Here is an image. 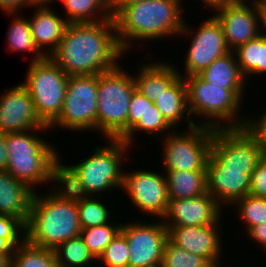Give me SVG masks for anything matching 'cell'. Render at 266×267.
<instances>
[{
  "label": "cell",
  "mask_w": 266,
  "mask_h": 267,
  "mask_svg": "<svg viewBox=\"0 0 266 267\" xmlns=\"http://www.w3.org/2000/svg\"><path fill=\"white\" fill-rule=\"evenodd\" d=\"M0 237L16 248L26 240V224L17 217L0 214Z\"/></svg>",
  "instance_id": "38"
},
{
  "label": "cell",
  "mask_w": 266,
  "mask_h": 267,
  "mask_svg": "<svg viewBox=\"0 0 266 267\" xmlns=\"http://www.w3.org/2000/svg\"><path fill=\"white\" fill-rule=\"evenodd\" d=\"M183 78L187 88L188 111L191 118L192 115L196 117L192 118L193 122L199 117L201 124L199 122L198 125L212 129L243 127L245 116H238L243 103L229 89L207 83L199 75Z\"/></svg>",
  "instance_id": "5"
},
{
  "label": "cell",
  "mask_w": 266,
  "mask_h": 267,
  "mask_svg": "<svg viewBox=\"0 0 266 267\" xmlns=\"http://www.w3.org/2000/svg\"><path fill=\"white\" fill-rule=\"evenodd\" d=\"M261 117L248 116L245 114L243 128L254 139L263 158H266V110Z\"/></svg>",
  "instance_id": "39"
},
{
  "label": "cell",
  "mask_w": 266,
  "mask_h": 267,
  "mask_svg": "<svg viewBox=\"0 0 266 267\" xmlns=\"http://www.w3.org/2000/svg\"><path fill=\"white\" fill-rule=\"evenodd\" d=\"M101 199L102 197L100 196L98 198L90 196L89 198L77 203L81 228L110 223L109 221H111V218L113 217L111 216V213L113 212L109 210L110 208L108 205L104 204L106 202Z\"/></svg>",
  "instance_id": "34"
},
{
  "label": "cell",
  "mask_w": 266,
  "mask_h": 267,
  "mask_svg": "<svg viewBox=\"0 0 266 267\" xmlns=\"http://www.w3.org/2000/svg\"><path fill=\"white\" fill-rule=\"evenodd\" d=\"M154 104L166 121L176 130L187 119V129L194 127L187 105V88L183 77L179 76L164 92H162ZM186 116V117H185ZM184 117L186 119H184Z\"/></svg>",
  "instance_id": "24"
},
{
  "label": "cell",
  "mask_w": 266,
  "mask_h": 267,
  "mask_svg": "<svg viewBox=\"0 0 266 267\" xmlns=\"http://www.w3.org/2000/svg\"><path fill=\"white\" fill-rule=\"evenodd\" d=\"M135 89L133 74L121 65L98 74L97 131L106 136V142L127 133V115Z\"/></svg>",
  "instance_id": "6"
},
{
  "label": "cell",
  "mask_w": 266,
  "mask_h": 267,
  "mask_svg": "<svg viewBox=\"0 0 266 267\" xmlns=\"http://www.w3.org/2000/svg\"><path fill=\"white\" fill-rule=\"evenodd\" d=\"M34 7V0H0V10L4 13H19L21 8Z\"/></svg>",
  "instance_id": "42"
},
{
  "label": "cell",
  "mask_w": 266,
  "mask_h": 267,
  "mask_svg": "<svg viewBox=\"0 0 266 267\" xmlns=\"http://www.w3.org/2000/svg\"><path fill=\"white\" fill-rule=\"evenodd\" d=\"M98 75L69 76L61 113L48 127L97 132Z\"/></svg>",
  "instance_id": "9"
},
{
  "label": "cell",
  "mask_w": 266,
  "mask_h": 267,
  "mask_svg": "<svg viewBox=\"0 0 266 267\" xmlns=\"http://www.w3.org/2000/svg\"><path fill=\"white\" fill-rule=\"evenodd\" d=\"M34 2L37 6H50L53 2L58 3V0H34Z\"/></svg>",
  "instance_id": "50"
},
{
  "label": "cell",
  "mask_w": 266,
  "mask_h": 267,
  "mask_svg": "<svg viewBox=\"0 0 266 267\" xmlns=\"http://www.w3.org/2000/svg\"><path fill=\"white\" fill-rule=\"evenodd\" d=\"M122 223L121 232L129 247L128 267H161L167 228L162 219Z\"/></svg>",
  "instance_id": "12"
},
{
  "label": "cell",
  "mask_w": 266,
  "mask_h": 267,
  "mask_svg": "<svg viewBox=\"0 0 266 267\" xmlns=\"http://www.w3.org/2000/svg\"><path fill=\"white\" fill-rule=\"evenodd\" d=\"M204 20L199 23L197 29L191 28L185 21L184 28L179 34L181 37L191 35L189 37L191 42L186 55H184V64H182L184 65V73L180 72V69L178 70L181 77L198 75L216 59L231 52L224 37L222 26L217 19L211 15Z\"/></svg>",
  "instance_id": "11"
},
{
  "label": "cell",
  "mask_w": 266,
  "mask_h": 267,
  "mask_svg": "<svg viewBox=\"0 0 266 267\" xmlns=\"http://www.w3.org/2000/svg\"><path fill=\"white\" fill-rule=\"evenodd\" d=\"M177 130L161 139L158 136L164 170H206L214 129L195 125L186 132Z\"/></svg>",
  "instance_id": "10"
},
{
  "label": "cell",
  "mask_w": 266,
  "mask_h": 267,
  "mask_svg": "<svg viewBox=\"0 0 266 267\" xmlns=\"http://www.w3.org/2000/svg\"><path fill=\"white\" fill-rule=\"evenodd\" d=\"M14 249L15 248L5 238L0 237V254L5 255L10 260Z\"/></svg>",
  "instance_id": "46"
},
{
  "label": "cell",
  "mask_w": 266,
  "mask_h": 267,
  "mask_svg": "<svg viewBox=\"0 0 266 267\" xmlns=\"http://www.w3.org/2000/svg\"><path fill=\"white\" fill-rule=\"evenodd\" d=\"M172 129V130H171ZM175 129L166 121L161 112L157 109L153 103L152 106H148L144 115L140 120L121 138V140L130 147H134L137 132L145 133L153 137L154 135H164L166 137L169 133H172ZM164 133V134H163ZM167 133V134H166ZM153 135V136H152Z\"/></svg>",
  "instance_id": "30"
},
{
  "label": "cell",
  "mask_w": 266,
  "mask_h": 267,
  "mask_svg": "<svg viewBox=\"0 0 266 267\" xmlns=\"http://www.w3.org/2000/svg\"><path fill=\"white\" fill-rule=\"evenodd\" d=\"M26 73L21 84L30 93L38 117L49 127L61 113L69 76L50 57L31 62Z\"/></svg>",
  "instance_id": "8"
},
{
  "label": "cell",
  "mask_w": 266,
  "mask_h": 267,
  "mask_svg": "<svg viewBox=\"0 0 266 267\" xmlns=\"http://www.w3.org/2000/svg\"><path fill=\"white\" fill-rule=\"evenodd\" d=\"M213 16L222 26L231 51L260 35L256 4L250 2V4L222 5L213 11Z\"/></svg>",
  "instance_id": "18"
},
{
  "label": "cell",
  "mask_w": 266,
  "mask_h": 267,
  "mask_svg": "<svg viewBox=\"0 0 266 267\" xmlns=\"http://www.w3.org/2000/svg\"><path fill=\"white\" fill-rule=\"evenodd\" d=\"M169 199L193 198L207 193L206 170H164Z\"/></svg>",
  "instance_id": "26"
},
{
  "label": "cell",
  "mask_w": 266,
  "mask_h": 267,
  "mask_svg": "<svg viewBox=\"0 0 266 267\" xmlns=\"http://www.w3.org/2000/svg\"><path fill=\"white\" fill-rule=\"evenodd\" d=\"M54 251L58 267H89L91 262H98L80 236L63 242Z\"/></svg>",
  "instance_id": "32"
},
{
  "label": "cell",
  "mask_w": 266,
  "mask_h": 267,
  "mask_svg": "<svg viewBox=\"0 0 266 267\" xmlns=\"http://www.w3.org/2000/svg\"><path fill=\"white\" fill-rule=\"evenodd\" d=\"M219 224L202 226H166L167 239L190 253L200 255L211 265H221L222 240ZM221 259V261H220Z\"/></svg>",
  "instance_id": "17"
},
{
  "label": "cell",
  "mask_w": 266,
  "mask_h": 267,
  "mask_svg": "<svg viewBox=\"0 0 266 267\" xmlns=\"http://www.w3.org/2000/svg\"><path fill=\"white\" fill-rule=\"evenodd\" d=\"M51 7V8H50ZM33 16L28 19L35 45L45 56L50 57L58 48L69 24L51 6H34ZM45 49H44V48Z\"/></svg>",
  "instance_id": "20"
},
{
  "label": "cell",
  "mask_w": 266,
  "mask_h": 267,
  "mask_svg": "<svg viewBox=\"0 0 266 267\" xmlns=\"http://www.w3.org/2000/svg\"><path fill=\"white\" fill-rule=\"evenodd\" d=\"M246 234L266 252V221L251 227Z\"/></svg>",
  "instance_id": "43"
},
{
  "label": "cell",
  "mask_w": 266,
  "mask_h": 267,
  "mask_svg": "<svg viewBox=\"0 0 266 267\" xmlns=\"http://www.w3.org/2000/svg\"><path fill=\"white\" fill-rule=\"evenodd\" d=\"M257 9L259 16V34L266 38V8H257Z\"/></svg>",
  "instance_id": "47"
},
{
  "label": "cell",
  "mask_w": 266,
  "mask_h": 267,
  "mask_svg": "<svg viewBox=\"0 0 266 267\" xmlns=\"http://www.w3.org/2000/svg\"><path fill=\"white\" fill-rule=\"evenodd\" d=\"M34 193L7 171H0V214L17 217L27 224Z\"/></svg>",
  "instance_id": "23"
},
{
  "label": "cell",
  "mask_w": 266,
  "mask_h": 267,
  "mask_svg": "<svg viewBox=\"0 0 266 267\" xmlns=\"http://www.w3.org/2000/svg\"><path fill=\"white\" fill-rule=\"evenodd\" d=\"M108 10L110 5V0H99Z\"/></svg>",
  "instance_id": "53"
},
{
  "label": "cell",
  "mask_w": 266,
  "mask_h": 267,
  "mask_svg": "<svg viewBox=\"0 0 266 267\" xmlns=\"http://www.w3.org/2000/svg\"><path fill=\"white\" fill-rule=\"evenodd\" d=\"M0 267H10V260L2 254H0Z\"/></svg>",
  "instance_id": "51"
},
{
  "label": "cell",
  "mask_w": 266,
  "mask_h": 267,
  "mask_svg": "<svg viewBox=\"0 0 266 267\" xmlns=\"http://www.w3.org/2000/svg\"><path fill=\"white\" fill-rule=\"evenodd\" d=\"M198 75L207 83L229 89L244 103L243 96L247 89L246 78L240 70L234 51L216 59Z\"/></svg>",
  "instance_id": "22"
},
{
  "label": "cell",
  "mask_w": 266,
  "mask_h": 267,
  "mask_svg": "<svg viewBox=\"0 0 266 267\" xmlns=\"http://www.w3.org/2000/svg\"><path fill=\"white\" fill-rule=\"evenodd\" d=\"M234 53L246 81H249L251 75L261 77V74L266 73V38L264 36L258 35L239 46Z\"/></svg>",
  "instance_id": "28"
},
{
  "label": "cell",
  "mask_w": 266,
  "mask_h": 267,
  "mask_svg": "<svg viewBox=\"0 0 266 267\" xmlns=\"http://www.w3.org/2000/svg\"><path fill=\"white\" fill-rule=\"evenodd\" d=\"M256 5L257 8H266V0H258Z\"/></svg>",
  "instance_id": "52"
},
{
  "label": "cell",
  "mask_w": 266,
  "mask_h": 267,
  "mask_svg": "<svg viewBox=\"0 0 266 267\" xmlns=\"http://www.w3.org/2000/svg\"><path fill=\"white\" fill-rule=\"evenodd\" d=\"M49 130V128H39L6 134L8 152L6 171L35 192L38 186L46 184L48 186L52 161L60 155L58 154L60 150H57L54 144L52 146L38 135L42 131Z\"/></svg>",
  "instance_id": "4"
},
{
  "label": "cell",
  "mask_w": 266,
  "mask_h": 267,
  "mask_svg": "<svg viewBox=\"0 0 266 267\" xmlns=\"http://www.w3.org/2000/svg\"><path fill=\"white\" fill-rule=\"evenodd\" d=\"M150 63L138 65V72L133 76L136 90L154 103L155 99L180 75L179 68L172 62L157 61Z\"/></svg>",
  "instance_id": "21"
},
{
  "label": "cell",
  "mask_w": 266,
  "mask_h": 267,
  "mask_svg": "<svg viewBox=\"0 0 266 267\" xmlns=\"http://www.w3.org/2000/svg\"><path fill=\"white\" fill-rule=\"evenodd\" d=\"M20 14L7 13L9 17L12 16L13 18L6 35L8 51L12 53H30L33 55L30 62L44 59L45 56L35 45L27 17Z\"/></svg>",
  "instance_id": "27"
},
{
  "label": "cell",
  "mask_w": 266,
  "mask_h": 267,
  "mask_svg": "<svg viewBox=\"0 0 266 267\" xmlns=\"http://www.w3.org/2000/svg\"><path fill=\"white\" fill-rule=\"evenodd\" d=\"M182 3V0H143L121 7L112 17L125 55L135 42H140L137 46L143 49L144 42L178 37L185 23Z\"/></svg>",
  "instance_id": "2"
},
{
  "label": "cell",
  "mask_w": 266,
  "mask_h": 267,
  "mask_svg": "<svg viewBox=\"0 0 266 267\" xmlns=\"http://www.w3.org/2000/svg\"><path fill=\"white\" fill-rule=\"evenodd\" d=\"M210 152L227 168L245 169L249 176L263 158L243 127L214 129Z\"/></svg>",
  "instance_id": "14"
},
{
  "label": "cell",
  "mask_w": 266,
  "mask_h": 267,
  "mask_svg": "<svg viewBox=\"0 0 266 267\" xmlns=\"http://www.w3.org/2000/svg\"><path fill=\"white\" fill-rule=\"evenodd\" d=\"M10 267H58L55 251L30 244L25 240L14 249Z\"/></svg>",
  "instance_id": "31"
},
{
  "label": "cell",
  "mask_w": 266,
  "mask_h": 267,
  "mask_svg": "<svg viewBox=\"0 0 266 267\" xmlns=\"http://www.w3.org/2000/svg\"><path fill=\"white\" fill-rule=\"evenodd\" d=\"M48 128L38 117L32 97L20 83L0 96V131L4 134Z\"/></svg>",
  "instance_id": "15"
},
{
  "label": "cell",
  "mask_w": 266,
  "mask_h": 267,
  "mask_svg": "<svg viewBox=\"0 0 266 267\" xmlns=\"http://www.w3.org/2000/svg\"><path fill=\"white\" fill-rule=\"evenodd\" d=\"M143 0H110L109 12L113 16L121 7Z\"/></svg>",
  "instance_id": "45"
},
{
  "label": "cell",
  "mask_w": 266,
  "mask_h": 267,
  "mask_svg": "<svg viewBox=\"0 0 266 267\" xmlns=\"http://www.w3.org/2000/svg\"><path fill=\"white\" fill-rule=\"evenodd\" d=\"M249 194L266 198V158H262L250 176Z\"/></svg>",
  "instance_id": "41"
},
{
  "label": "cell",
  "mask_w": 266,
  "mask_h": 267,
  "mask_svg": "<svg viewBox=\"0 0 266 267\" xmlns=\"http://www.w3.org/2000/svg\"><path fill=\"white\" fill-rule=\"evenodd\" d=\"M209 267H222L221 265H210Z\"/></svg>",
  "instance_id": "54"
},
{
  "label": "cell",
  "mask_w": 266,
  "mask_h": 267,
  "mask_svg": "<svg viewBox=\"0 0 266 267\" xmlns=\"http://www.w3.org/2000/svg\"><path fill=\"white\" fill-rule=\"evenodd\" d=\"M211 264L200 255L190 253L171 243L164 245L161 267H209Z\"/></svg>",
  "instance_id": "36"
},
{
  "label": "cell",
  "mask_w": 266,
  "mask_h": 267,
  "mask_svg": "<svg viewBox=\"0 0 266 267\" xmlns=\"http://www.w3.org/2000/svg\"><path fill=\"white\" fill-rule=\"evenodd\" d=\"M232 206H237V213L245 225L246 232L253 226L266 221V198L250 194L237 200Z\"/></svg>",
  "instance_id": "35"
},
{
  "label": "cell",
  "mask_w": 266,
  "mask_h": 267,
  "mask_svg": "<svg viewBox=\"0 0 266 267\" xmlns=\"http://www.w3.org/2000/svg\"><path fill=\"white\" fill-rule=\"evenodd\" d=\"M121 190L139 211L158 219L165 216L169 204L165 173L139 168L131 172L124 170Z\"/></svg>",
  "instance_id": "13"
},
{
  "label": "cell",
  "mask_w": 266,
  "mask_h": 267,
  "mask_svg": "<svg viewBox=\"0 0 266 267\" xmlns=\"http://www.w3.org/2000/svg\"><path fill=\"white\" fill-rule=\"evenodd\" d=\"M122 54L111 16L99 22L69 23L50 58L68 76L98 75L115 69Z\"/></svg>",
  "instance_id": "1"
},
{
  "label": "cell",
  "mask_w": 266,
  "mask_h": 267,
  "mask_svg": "<svg viewBox=\"0 0 266 267\" xmlns=\"http://www.w3.org/2000/svg\"><path fill=\"white\" fill-rule=\"evenodd\" d=\"M44 192L33 195L26 224V240L35 246L54 250L63 242L80 236L78 206L51 192Z\"/></svg>",
  "instance_id": "3"
},
{
  "label": "cell",
  "mask_w": 266,
  "mask_h": 267,
  "mask_svg": "<svg viewBox=\"0 0 266 267\" xmlns=\"http://www.w3.org/2000/svg\"><path fill=\"white\" fill-rule=\"evenodd\" d=\"M224 210L208 192L183 199H169L165 216V226H202L220 224Z\"/></svg>",
  "instance_id": "16"
},
{
  "label": "cell",
  "mask_w": 266,
  "mask_h": 267,
  "mask_svg": "<svg viewBox=\"0 0 266 267\" xmlns=\"http://www.w3.org/2000/svg\"><path fill=\"white\" fill-rule=\"evenodd\" d=\"M207 192L221 206L232 207L249 194L250 176L245 169L227 168L211 152L206 162Z\"/></svg>",
  "instance_id": "19"
},
{
  "label": "cell",
  "mask_w": 266,
  "mask_h": 267,
  "mask_svg": "<svg viewBox=\"0 0 266 267\" xmlns=\"http://www.w3.org/2000/svg\"><path fill=\"white\" fill-rule=\"evenodd\" d=\"M152 105L153 102L147 99L136 89L134 90L127 115V132L140 120L146 112L148 106Z\"/></svg>",
  "instance_id": "40"
},
{
  "label": "cell",
  "mask_w": 266,
  "mask_h": 267,
  "mask_svg": "<svg viewBox=\"0 0 266 267\" xmlns=\"http://www.w3.org/2000/svg\"><path fill=\"white\" fill-rule=\"evenodd\" d=\"M122 223L114 222L94 227L81 228L80 237L88 250L97 259L112 239L121 231Z\"/></svg>",
  "instance_id": "33"
},
{
  "label": "cell",
  "mask_w": 266,
  "mask_h": 267,
  "mask_svg": "<svg viewBox=\"0 0 266 267\" xmlns=\"http://www.w3.org/2000/svg\"><path fill=\"white\" fill-rule=\"evenodd\" d=\"M202 2L207 8L211 9L210 11H213L223 5V0H202Z\"/></svg>",
  "instance_id": "48"
},
{
  "label": "cell",
  "mask_w": 266,
  "mask_h": 267,
  "mask_svg": "<svg viewBox=\"0 0 266 267\" xmlns=\"http://www.w3.org/2000/svg\"><path fill=\"white\" fill-rule=\"evenodd\" d=\"M8 166V152L6 149V134L0 131V171H6Z\"/></svg>",
  "instance_id": "44"
},
{
  "label": "cell",
  "mask_w": 266,
  "mask_h": 267,
  "mask_svg": "<svg viewBox=\"0 0 266 267\" xmlns=\"http://www.w3.org/2000/svg\"><path fill=\"white\" fill-rule=\"evenodd\" d=\"M106 267H128L129 247L120 231L96 259Z\"/></svg>",
  "instance_id": "37"
},
{
  "label": "cell",
  "mask_w": 266,
  "mask_h": 267,
  "mask_svg": "<svg viewBox=\"0 0 266 267\" xmlns=\"http://www.w3.org/2000/svg\"><path fill=\"white\" fill-rule=\"evenodd\" d=\"M251 0H223V5L226 4H250ZM253 4H256L258 0H252Z\"/></svg>",
  "instance_id": "49"
},
{
  "label": "cell",
  "mask_w": 266,
  "mask_h": 267,
  "mask_svg": "<svg viewBox=\"0 0 266 267\" xmlns=\"http://www.w3.org/2000/svg\"><path fill=\"white\" fill-rule=\"evenodd\" d=\"M68 23H91L109 19V10L99 0H59Z\"/></svg>",
  "instance_id": "29"
},
{
  "label": "cell",
  "mask_w": 266,
  "mask_h": 267,
  "mask_svg": "<svg viewBox=\"0 0 266 267\" xmlns=\"http://www.w3.org/2000/svg\"><path fill=\"white\" fill-rule=\"evenodd\" d=\"M105 146L100 144L92 151L93 154L80 160V162L70 164L78 173L89 196L102 197V192L106 194L110 190L122 188L127 152L131 147L121 139H108ZM106 191V192H105Z\"/></svg>",
  "instance_id": "7"
},
{
  "label": "cell",
  "mask_w": 266,
  "mask_h": 267,
  "mask_svg": "<svg viewBox=\"0 0 266 267\" xmlns=\"http://www.w3.org/2000/svg\"><path fill=\"white\" fill-rule=\"evenodd\" d=\"M60 159H62L61 155L60 157L58 155L52 161L49 183L52 184L51 187L53 188H50V190L47 191H50L53 195L62 200L75 203L89 198L90 196L88 195L76 170L71 165L69 166V164H62V160Z\"/></svg>",
  "instance_id": "25"
}]
</instances>
